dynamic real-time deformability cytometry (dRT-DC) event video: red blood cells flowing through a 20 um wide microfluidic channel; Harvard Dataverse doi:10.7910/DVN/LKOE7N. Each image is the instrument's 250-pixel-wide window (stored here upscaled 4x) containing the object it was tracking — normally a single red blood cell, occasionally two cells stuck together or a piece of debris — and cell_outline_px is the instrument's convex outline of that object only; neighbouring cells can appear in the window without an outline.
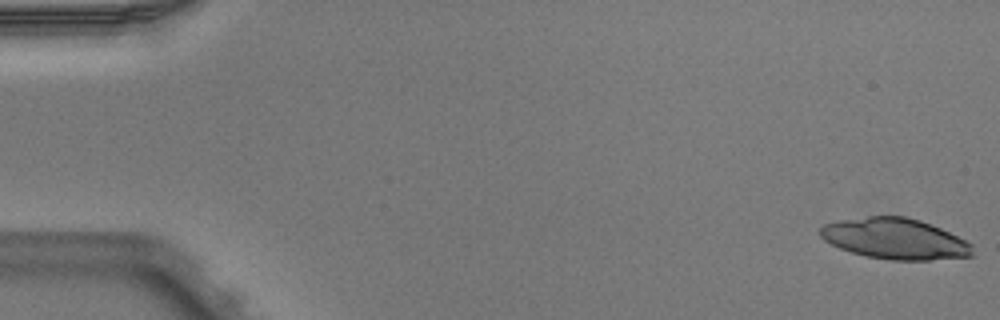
{"species": "Egyptian fruit bat (a non-hibernating species)", "species_latin": "Rousettus aegyptiacus", "temperature_condition": "warm", "stored_images_in_passage": 5, "segment_of_instrument_passage": [1, 2], "camera_frame_rate_fps": 3000, "um_per_image_px": 0.085, "animal": {"sex": "male"}, "frame": {"image": 1, "passage_image": 1, "time_ms": 0.0, "image_size_px": [1000, 320], "cell_outline_px": [[976, 256], [932, 260], [888, 260], [864, 256], [840, 248], [824, 240], [820, 236], [820, 228], [824, 224], [836, 220], [868, 216], [904, 216], [920, 220], [940, 228], [972, 244]], "centroid_in_image_um": [76.08, 20.3], "position_along_channel_um": 8.9, "area_um2": 36.47}}